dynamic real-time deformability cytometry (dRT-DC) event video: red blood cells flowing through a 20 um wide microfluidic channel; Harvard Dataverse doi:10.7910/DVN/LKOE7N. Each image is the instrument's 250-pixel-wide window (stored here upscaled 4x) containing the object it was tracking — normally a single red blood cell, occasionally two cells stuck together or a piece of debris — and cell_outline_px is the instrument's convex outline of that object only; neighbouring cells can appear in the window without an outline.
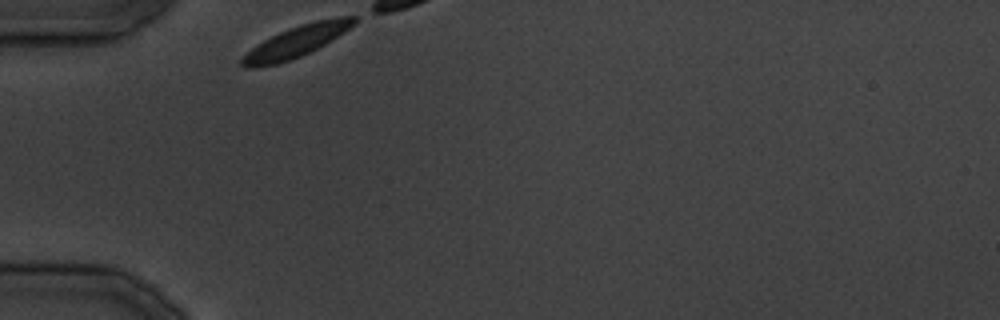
{"species": "common noctule bat (a hibernating species)", "species_latin": "Nyctalus noctula", "temperature_condition": "cold", "stored_images_in_passage": 6, "camera_frame_rate_fps": 3000, "um_per_image_px": 0.085, "animal": {"sex": "male", "body_mass_g": 19.5, "forearm_length_mm": 54.6}, "frame": {"image": 1, "passage_image": 1, "time_ms": 0.0, "image_size_px": [1000, 320], "cell_outline_px": [[356, 20], [344, 32], [324, 44], [300, 56], [276, 64], [256, 68], [248, 68], [240, 64], [240, 60], [252, 48], [264, 40], [280, 32], [300, 24], [316, 20], [336, 16], [356, 16]], "centroid_in_image_um": [25.17, 3.52], "position_along_channel_um": 59.8, "area_um2": 19.94}}